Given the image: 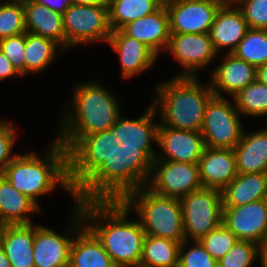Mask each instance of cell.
<instances>
[{"label": "cell", "mask_w": 267, "mask_h": 267, "mask_svg": "<svg viewBox=\"0 0 267 267\" xmlns=\"http://www.w3.org/2000/svg\"><path fill=\"white\" fill-rule=\"evenodd\" d=\"M233 150L238 174L267 173V126L250 133L244 129Z\"/></svg>", "instance_id": "cell-23"}, {"label": "cell", "mask_w": 267, "mask_h": 267, "mask_svg": "<svg viewBox=\"0 0 267 267\" xmlns=\"http://www.w3.org/2000/svg\"><path fill=\"white\" fill-rule=\"evenodd\" d=\"M26 32L23 2L0 4V40Z\"/></svg>", "instance_id": "cell-34"}, {"label": "cell", "mask_w": 267, "mask_h": 267, "mask_svg": "<svg viewBox=\"0 0 267 267\" xmlns=\"http://www.w3.org/2000/svg\"><path fill=\"white\" fill-rule=\"evenodd\" d=\"M167 51L182 67L175 77H198L197 71L218 57L209 33L170 34Z\"/></svg>", "instance_id": "cell-13"}, {"label": "cell", "mask_w": 267, "mask_h": 267, "mask_svg": "<svg viewBox=\"0 0 267 267\" xmlns=\"http://www.w3.org/2000/svg\"><path fill=\"white\" fill-rule=\"evenodd\" d=\"M231 101L213 96L207 103L200 131L205 147L234 149L239 143L244 127L234 99Z\"/></svg>", "instance_id": "cell-9"}, {"label": "cell", "mask_w": 267, "mask_h": 267, "mask_svg": "<svg viewBox=\"0 0 267 267\" xmlns=\"http://www.w3.org/2000/svg\"><path fill=\"white\" fill-rule=\"evenodd\" d=\"M120 30L125 35L145 43L157 55L162 51L166 52L171 33L165 3L155 12L127 23Z\"/></svg>", "instance_id": "cell-21"}, {"label": "cell", "mask_w": 267, "mask_h": 267, "mask_svg": "<svg viewBox=\"0 0 267 267\" xmlns=\"http://www.w3.org/2000/svg\"><path fill=\"white\" fill-rule=\"evenodd\" d=\"M249 30L242 11L235 3H223L218 9L209 35L217 54L225 49V53H233Z\"/></svg>", "instance_id": "cell-20"}, {"label": "cell", "mask_w": 267, "mask_h": 267, "mask_svg": "<svg viewBox=\"0 0 267 267\" xmlns=\"http://www.w3.org/2000/svg\"><path fill=\"white\" fill-rule=\"evenodd\" d=\"M249 29L267 30V0H237Z\"/></svg>", "instance_id": "cell-38"}, {"label": "cell", "mask_w": 267, "mask_h": 267, "mask_svg": "<svg viewBox=\"0 0 267 267\" xmlns=\"http://www.w3.org/2000/svg\"><path fill=\"white\" fill-rule=\"evenodd\" d=\"M69 267H116L96 236L84 225L75 235Z\"/></svg>", "instance_id": "cell-28"}, {"label": "cell", "mask_w": 267, "mask_h": 267, "mask_svg": "<svg viewBox=\"0 0 267 267\" xmlns=\"http://www.w3.org/2000/svg\"><path fill=\"white\" fill-rule=\"evenodd\" d=\"M26 32L48 38L65 51L62 14L33 0L23 2Z\"/></svg>", "instance_id": "cell-24"}, {"label": "cell", "mask_w": 267, "mask_h": 267, "mask_svg": "<svg viewBox=\"0 0 267 267\" xmlns=\"http://www.w3.org/2000/svg\"><path fill=\"white\" fill-rule=\"evenodd\" d=\"M63 51L53 40L26 32L25 76L29 73L38 74L46 70L57 59V55Z\"/></svg>", "instance_id": "cell-29"}, {"label": "cell", "mask_w": 267, "mask_h": 267, "mask_svg": "<svg viewBox=\"0 0 267 267\" xmlns=\"http://www.w3.org/2000/svg\"><path fill=\"white\" fill-rule=\"evenodd\" d=\"M190 242L184 240L180 244L178 267H218V261L211 257L199 241H192L191 245L188 244Z\"/></svg>", "instance_id": "cell-37"}, {"label": "cell", "mask_w": 267, "mask_h": 267, "mask_svg": "<svg viewBox=\"0 0 267 267\" xmlns=\"http://www.w3.org/2000/svg\"><path fill=\"white\" fill-rule=\"evenodd\" d=\"M151 103L160 114L159 126L200 132L207 103L214 96L210 84L198 77H175L155 87Z\"/></svg>", "instance_id": "cell-5"}, {"label": "cell", "mask_w": 267, "mask_h": 267, "mask_svg": "<svg viewBox=\"0 0 267 267\" xmlns=\"http://www.w3.org/2000/svg\"><path fill=\"white\" fill-rule=\"evenodd\" d=\"M12 1H15V2H26V1H29V0H11Z\"/></svg>", "instance_id": "cell-50"}, {"label": "cell", "mask_w": 267, "mask_h": 267, "mask_svg": "<svg viewBox=\"0 0 267 267\" xmlns=\"http://www.w3.org/2000/svg\"><path fill=\"white\" fill-rule=\"evenodd\" d=\"M202 187L223 190L236 176L233 149L205 147L198 162Z\"/></svg>", "instance_id": "cell-22"}, {"label": "cell", "mask_w": 267, "mask_h": 267, "mask_svg": "<svg viewBox=\"0 0 267 267\" xmlns=\"http://www.w3.org/2000/svg\"><path fill=\"white\" fill-rule=\"evenodd\" d=\"M5 226L6 224L0 219V240H1L3 229Z\"/></svg>", "instance_id": "cell-47"}, {"label": "cell", "mask_w": 267, "mask_h": 267, "mask_svg": "<svg viewBox=\"0 0 267 267\" xmlns=\"http://www.w3.org/2000/svg\"><path fill=\"white\" fill-rule=\"evenodd\" d=\"M157 145L160 152L155 159L179 163H198L205 149L200 132L167 126L158 127Z\"/></svg>", "instance_id": "cell-17"}, {"label": "cell", "mask_w": 267, "mask_h": 267, "mask_svg": "<svg viewBox=\"0 0 267 267\" xmlns=\"http://www.w3.org/2000/svg\"><path fill=\"white\" fill-rule=\"evenodd\" d=\"M221 194L223 207H237L266 199L267 173L237 174Z\"/></svg>", "instance_id": "cell-27"}, {"label": "cell", "mask_w": 267, "mask_h": 267, "mask_svg": "<svg viewBox=\"0 0 267 267\" xmlns=\"http://www.w3.org/2000/svg\"><path fill=\"white\" fill-rule=\"evenodd\" d=\"M258 259L261 267H267V236L258 245Z\"/></svg>", "instance_id": "cell-43"}, {"label": "cell", "mask_w": 267, "mask_h": 267, "mask_svg": "<svg viewBox=\"0 0 267 267\" xmlns=\"http://www.w3.org/2000/svg\"><path fill=\"white\" fill-rule=\"evenodd\" d=\"M84 225L96 236L116 267H139L145 232L122 200L76 201Z\"/></svg>", "instance_id": "cell-1"}, {"label": "cell", "mask_w": 267, "mask_h": 267, "mask_svg": "<svg viewBox=\"0 0 267 267\" xmlns=\"http://www.w3.org/2000/svg\"><path fill=\"white\" fill-rule=\"evenodd\" d=\"M0 244L11 267H35L33 259L34 223L6 225Z\"/></svg>", "instance_id": "cell-25"}, {"label": "cell", "mask_w": 267, "mask_h": 267, "mask_svg": "<svg viewBox=\"0 0 267 267\" xmlns=\"http://www.w3.org/2000/svg\"><path fill=\"white\" fill-rule=\"evenodd\" d=\"M73 203L71 224L62 234L34 224L33 259L35 267H69L70 251L76 233L84 226L79 208Z\"/></svg>", "instance_id": "cell-11"}, {"label": "cell", "mask_w": 267, "mask_h": 267, "mask_svg": "<svg viewBox=\"0 0 267 267\" xmlns=\"http://www.w3.org/2000/svg\"><path fill=\"white\" fill-rule=\"evenodd\" d=\"M22 77L17 69L12 65L11 61L0 50V82L5 79L12 78L13 76Z\"/></svg>", "instance_id": "cell-41"}, {"label": "cell", "mask_w": 267, "mask_h": 267, "mask_svg": "<svg viewBox=\"0 0 267 267\" xmlns=\"http://www.w3.org/2000/svg\"><path fill=\"white\" fill-rule=\"evenodd\" d=\"M179 200L182 208L185 239L191 243L192 241H199L222 224L221 190L202 187Z\"/></svg>", "instance_id": "cell-7"}, {"label": "cell", "mask_w": 267, "mask_h": 267, "mask_svg": "<svg viewBox=\"0 0 267 267\" xmlns=\"http://www.w3.org/2000/svg\"><path fill=\"white\" fill-rule=\"evenodd\" d=\"M233 54L256 68L267 64V30L249 29Z\"/></svg>", "instance_id": "cell-33"}, {"label": "cell", "mask_w": 267, "mask_h": 267, "mask_svg": "<svg viewBox=\"0 0 267 267\" xmlns=\"http://www.w3.org/2000/svg\"><path fill=\"white\" fill-rule=\"evenodd\" d=\"M42 211L33 200L12 187L0 174V219L6 225L34 223L29 215Z\"/></svg>", "instance_id": "cell-26"}, {"label": "cell", "mask_w": 267, "mask_h": 267, "mask_svg": "<svg viewBox=\"0 0 267 267\" xmlns=\"http://www.w3.org/2000/svg\"><path fill=\"white\" fill-rule=\"evenodd\" d=\"M73 5H86V6H97V5H108V0H70Z\"/></svg>", "instance_id": "cell-44"}, {"label": "cell", "mask_w": 267, "mask_h": 267, "mask_svg": "<svg viewBox=\"0 0 267 267\" xmlns=\"http://www.w3.org/2000/svg\"><path fill=\"white\" fill-rule=\"evenodd\" d=\"M222 223L238 240L256 244L267 236V201L261 199L237 207H223Z\"/></svg>", "instance_id": "cell-16"}, {"label": "cell", "mask_w": 267, "mask_h": 267, "mask_svg": "<svg viewBox=\"0 0 267 267\" xmlns=\"http://www.w3.org/2000/svg\"><path fill=\"white\" fill-rule=\"evenodd\" d=\"M223 60L213 68L210 75V87L214 96L234 98L243 88L257 79V68L233 53H225Z\"/></svg>", "instance_id": "cell-18"}, {"label": "cell", "mask_w": 267, "mask_h": 267, "mask_svg": "<svg viewBox=\"0 0 267 267\" xmlns=\"http://www.w3.org/2000/svg\"><path fill=\"white\" fill-rule=\"evenodd\" d=\"M52 141L42 155L35 152L18 154L2 173L12 187L40 208L39 199L53 192L57 185L76 203L75 192L68 180V150L55 138Z\"/></svg>", "instance_id": "cell-4"}, {"label": "cell", "mask_w": 267, "mask_h": 267, "mask_svg": "<svg viewBox=\"0 0 267 267\" xmlns=\"http://www.w3.org/2000/svg\"><path fill=\"white\" fill-rule=\"evenodd\" d=\"M180 243L146 235L139 267H178Z\"/></svg>", "instance_id": "cell-31"}, {"label": "cell", "mask_w": 267, "mask_h": 267, "mask_svg": "<svg viewBox=\"0 0 267 267\" xmlns=\"http://www.w3.org/2000/svg\"><path fill=\"white\" fill-rule=\"evenodd\" d=\"M9 2H11V0H4V2L3 0H0V4L9 3Z\"/></svg>", "instance_id": "cell-49"}, {"label": "cell", "mask_w": 267, "mask_h": 267, "mask_svg": "<svg viewBox=\"0 0 267 267\" xmlns=\"http://www.w3.org/2000/svg\"><path fill=\"white\" fill-rule=\"evenodd\" d=\"M157 113L151 103L145 113L137 119H128L122 114L109 130L117 137L121 146L142 149L154 160L158 151L152 148V143L157 145L160 124L155 121Z\"/></svg>", "instance_id": "cell-15"}, {"label": "cell", "mask_w": 267, "mask_h": 267, "mask_svg": "<svg viewBox=\"0 0 267 267\" xmlns=\"http://www.w3.org/2000/svg\"><path fill=\"white\" fill-rule=\"evenodd\" d=\"M152 165L142 149L119 144L75 191L76 201L122 200L130 191L147 186Z\"/></svg>", "instance_id": "cell-3"}, {"label": "cell", "mask_w": 267, "mask_h": 267, "mask_svg": "<svg viewBox=\"0 0 267 267\" xmlns=\"http://www.w3.org/2000/svg\"><path fill=\"white\" fill-rule=\"evenodd\" d=\"M147 187L156 194L180 199L202 188L198 163L154 159Z\"/></svg>", "instance_id": "cell-12"}, {"label": "cell", "mask_w": 267, "mask_h": 267, "mask_svg": "<svg viewBox=\"0 0 267 267\" xmlns=\"http://www.w3.org/2000/svg\"><path fill=\"white\" fill-rule=\"evenodd\" d=\"M223 3H235L237 0H221Z\"/></svg>", "instance_id": "cell-48"}, {"label": "cell", "mask_w": 267, "mask_h": 267, "mask_svg": "<svg viewBox=\"0 0 267 267\" xmlns=\"http://www.w3.org/2000/svg\"><path fill=\"white\" fill-rule=\"evenodd\" d=\"M0 267H11L10 260L6 256L1 244H0Z\"/></svg>", "instance_id": "cell-46"}, {"label": "cell", "mask_w": 267, "mask_h": 267, "mask_svg": "<svg viewBox=\"0 0 267 267\" xmlns=\"http://www.w3.org/2000/svg\"><path fill=\"white\" fill-rule=\"evenodd\" d=\"M107 44L119 56L121 74L130 80L153 67L158 55L145 43L125 35L121 30H113Z\"/></svg>", "instance_id": "cell-19"}, {"label": "cell", "mask_w": 267, "mask_h": 267, "mask_svg": "<svg viewBox=\"0 0 267 267\" xmlns=\"http://www.w3.org/2000/svg\"><path fill=\"white\" fill-rule=\"evenodd\" d=\"M170 33H209L221 0H167Z\"/></svg>", "instance_id": "cell-14"}, {"label": "cell", "mask_w": 267, "mask_h": 267, "mask_svg": "<svg viewBox=\"0 0 267 267\" xmlns=\"http://www.w3.org/2000/svg\"><path fill=\"white\" fill-rule=\"evenodd\" d=\"M72 91L70 106L60 111L55 137L68 151L82 137L109 130L122 115L119 99L99 80L76 83Z\"/></svg>", "instance_id": "cell-2"}, {"label": "cell", "mask_w": 267, "mask_h": 267, "mask_svg": "<svg viewBox=\"0 0 267 267\" xmlns=\"http://www.w3.org/2000/svg\"><path fill=\"white\" fill-rule=\"evenodd\" d=\"M65 50L84 44L108 41L112 30L109 25L108 5H71L63 14Z\"/></svg>", "instance_id": "cell-8"}, {"label": "cell", "mask_w": 267, "mask_h": 267, "mask_svg": "<svg viewBox=\"0 0 267 267\" xmlns=\"http://www.w3.org/2000/svg\"><path fill=\"white\" fill-rule=\"evenodd\" d=\"M238 239L223 223L201 238L199 242L215 260L223 258Z\"/></svg>", "instance_id": "cell-36"}, {"label": "cell", "mask_w": 267, "mask_h": 267, "mask_svg": "<svg viewBox=\"0 0 267 267\" xmlns=\"http://www.w3.org/2000/svg\"><path fill=\"white\" fill-rule=\"evenodd\" d=\"M122 201L130 210H135L146 235L170 239L180 244L186 240L178 198L156 194L143 186L130 191Z\"/></svg>", "instance_id": "cell-6"}, {"label": "cell", "mask_w": 267, "mask_h": 267, "mask_svg": "<svg viewBox=\"0 0 267 267\" xmlns=\"http://www.w3.org/2000/svg\"><path fill=\"white\" fill-rule=\"evenodd\" d=\"M233 99L241 117L265 119L267 116V85L258 79L243 88Z\"/></svg>", "instance_id": "cell-32"}, {"label": "cell", "mask_w": 267, "mask_h": 267, "mask_svg": "<svg viewBox=\"0 0 267 267\" xmlns=\"http://www.w3.org/2000/svg\"><path fill=\"white\" fill-rule=\"evenodd\" d=\"M258 259V244L237 240L220 260L218 267H252Z\"/></svg>", "instance_id": "cell-35"}, {"label": "cell", "mask_w": 267, "mask_h": 267, "mask_svg": "<svg viewBox=\"0 0 267 267\" xmlns=\"http://www.w3.org/2000/svg\"><path fill=\"white\" fill-rule=\"evenodd\" d=\"M25 46L26 32L0 40V50L23 77L25 76Z\"/></svg>", "instance_id": "cell-39"}, {"label": "cell", "mask_w": 267, "mask_h": 267, "mask_svg": "<svg viewBox=\"0 0 267 267\" xmlns=\"http://www.w3.org/2000/svg\"><path fill=\"white\" fill-rule=\"evenodd\" d=\"M15 125L10 121H0V174H2L7 165L18 155L13 153V147L16 142L17 131Z\"/></svg>", "instance_id": "cell-40"}, {"label": "cell", "mask_w": 267, "mask_h": 267, "mask_svg": "<svg viewBox=\"0 0 267 267\" xmlns=\"http://www.w3.org/2000/svg\"><path fill=\"white\" fill-rule=\"evenodd\" d=\"M33 1L40 5H44L60 14H63L72 5L70 0H33Z\"/></svg>", "instance_id": "cell-42"}, {"label": "cell", "mask_w": 267, "mask_h": 267, "mask_svg": "<svg viewBox=\"0 0 267 267\" xmlns=\"http://www.w3.org/2000/svg\"><path fill=\"white\" fill-rule=\"evenodd\" d=\"M120 144L110 130L82 137L68 151V180L74 192L109 158Z\"/></svg>", "instance_id": "cell-10"}, {"label": "cell", "mask_w": 267, "mask_h": 267, "mask_svg": "<svg viewBox=\"0 0 267 267\" xmlns=\"http://www.w3.org/2000/svg\"><path fill=\"white\" fill-rule=\"evenodd\" d=\"M162 0H108L109 25L111 30H120L127 23L158 10Z\"/></svg>", "instance_id": "cell-30"}, {"label": "cell", "mask_w": 267, "mask_h": 267, "mask_svg": "<svg viewBox=\"0 0 267 267\" xmlns=\"http://www.w3.org/2000/svg\"><path fill=\"white\" fill-rule=\"evenodd\" d=\"M257 79L267 85V64L257 68Z\"/></svg>", "instance_id": "cell-45"}]
</instances>
